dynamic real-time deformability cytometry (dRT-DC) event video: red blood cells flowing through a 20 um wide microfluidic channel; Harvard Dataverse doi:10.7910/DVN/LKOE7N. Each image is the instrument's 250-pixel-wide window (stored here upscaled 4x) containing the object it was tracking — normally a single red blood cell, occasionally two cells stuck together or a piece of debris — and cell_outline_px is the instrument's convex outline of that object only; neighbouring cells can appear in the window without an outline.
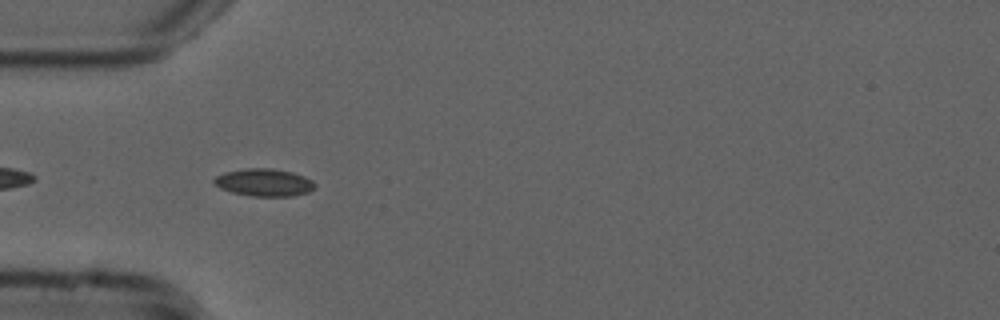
{"species": "common noctule bat (a hibernating species)", "species_latin": "Nyctalus noctula", "temperature_condition": "cold", "stored_images_in_passage": 15, "camera_frame_rate_fps": 3000, "um_per_image_px": 0.085, "animal": {"sex": "male", "forearm_length_mm": 52.5}, "frame": {"image": 1, "passage_image": 3, "time_ms": 0.667, "image_size_px": [1000, 320], "cell_outline_px": [[316, 188], [308, 192], [292, 196], [252, 196], [232, 192], [220, 188], [212, 180], [216, 176], [224, 172], [244, 168], [272, 168], [292, 172], [304, 176], [312, 180], [316, 184]], "centroid_in_image_um": [22.47, 15.5], "position_along_channel_um": 62.5, "area_um2": 16.24}}
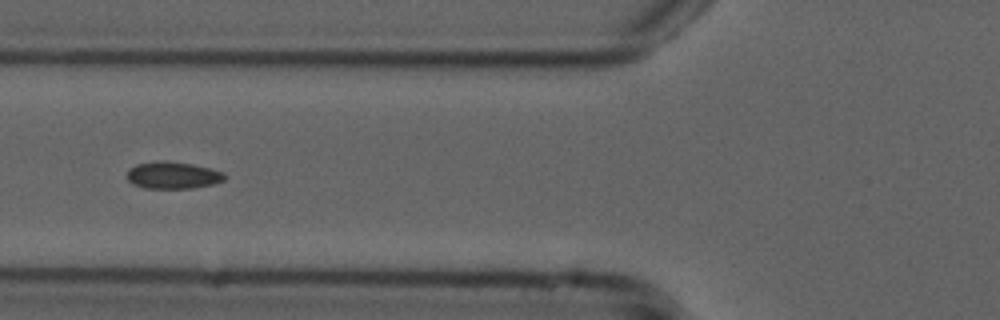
{"frame": {"image": 2, "passage_image": 7, "time_ms": 2.0, "image_size_px": [1000, 320], "cell_outline_px": [[224, 180], [212, 184], [192, 188], [144, 188], [132, 184], [128, 180], [128, 168], [136, 164], [156, 160], [164, 160], [192, 164], [224, 172]], "centroid_in_image_um": [14.64, 14.88], "position_along_channel_um": 111.2, "area_um2": 15.37}}
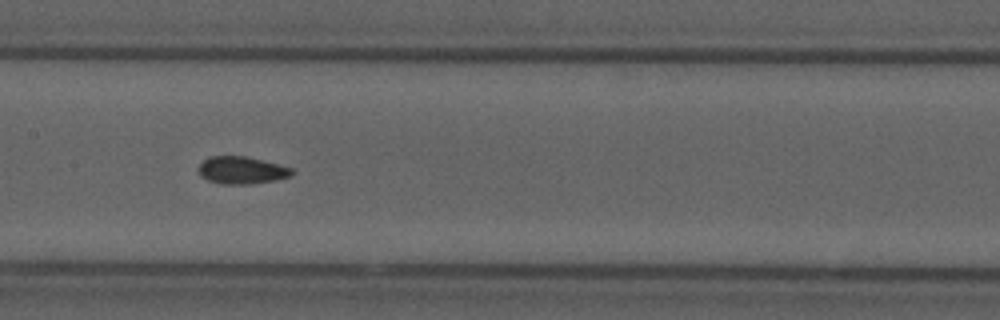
{"frame": {"image": 3, "passage_image": 13, "time_ms": 4.0, "image_size_px": [1000, 320], "cell_outline_px": [[296, 172], [292, 176], [276, 180], [248, 184], [220, 184], [208, 180], [200, 176], [200, 164], [208, 156], [248, 156], [264, 160], [292, 168]], "centroid_in_image_um": [20.58, 14.47], "position_along_channel_um": 186.8, "area_um2": 15.03}}